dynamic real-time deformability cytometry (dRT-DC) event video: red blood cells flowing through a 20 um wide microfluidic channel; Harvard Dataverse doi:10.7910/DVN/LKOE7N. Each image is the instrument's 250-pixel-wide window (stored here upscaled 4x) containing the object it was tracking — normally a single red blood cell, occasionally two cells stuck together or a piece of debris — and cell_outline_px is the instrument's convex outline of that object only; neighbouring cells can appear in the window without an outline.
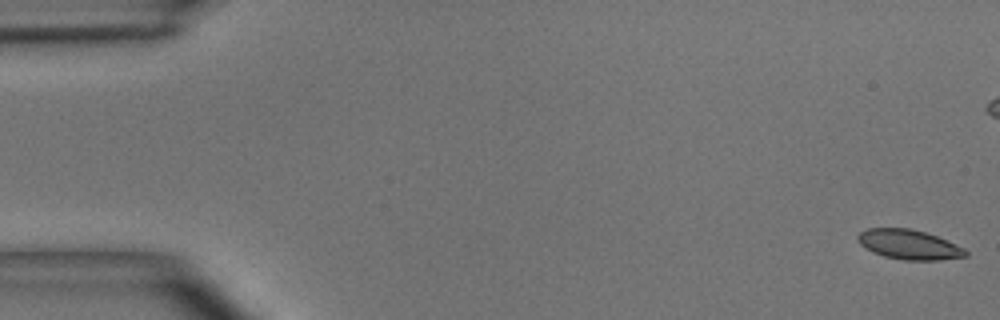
{"species": "common noctule bat (a hibernating species)", "species_latin": "Nyctalus noctula", "temperature_condition": "room temperature", "stored_images_in_passage": 14, "camera_frame_rate_fps": 3000, "um_per_image_px": 0.085, "animal": {"sex": "male", "body_mass_g": 15.6}, "frame": {"image": 1, "passage_image": 1, "time_ms": 0.0, "image_size_px": [1000, 320], "cell_outline_px": [[968, 256], [940, 260], [904, 260], [884, 256], [872, 252], [860, 244], [856, 240], [856, 236], [860, 232], [868, 228], [912, 228], [936, 236], [964, 248], [968, 252]], "centroid_in_image_um": [77.24, 20.79], "position_along_channel_um": 7.8, "area_um2": 18.67}}
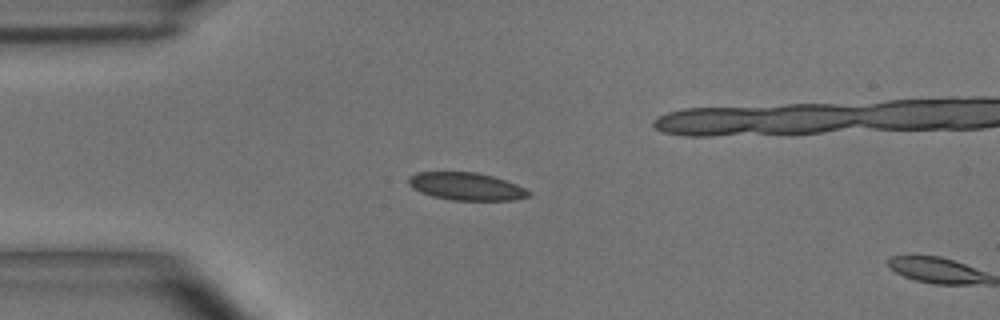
{"frame": {"image": 2, "passage_image": 13, "time_ms": 4.0, "image_size_px": [1000, 320], "cell_outline_px": [[532, 196], [512, 200], [452, 200], [432, 196], [420, 192], [412, 188], [408, 184], [408, 176], [416, 172], [476, 172], [492, 176], [516, 184], [532, 192]], "centroid_in_image_um": [39.62, 15.84], "position_along_channel_um": 45.4, "area_um2": 19.42}}